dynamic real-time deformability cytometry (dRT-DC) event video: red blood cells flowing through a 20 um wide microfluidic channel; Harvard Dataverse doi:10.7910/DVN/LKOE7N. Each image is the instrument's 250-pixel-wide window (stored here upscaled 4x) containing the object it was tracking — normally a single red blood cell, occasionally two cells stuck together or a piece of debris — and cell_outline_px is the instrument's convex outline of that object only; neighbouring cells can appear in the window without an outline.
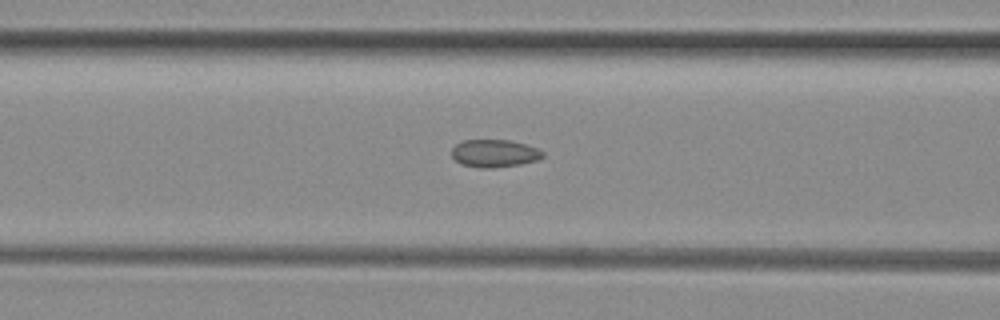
{"species": "common noctule bat (a hibernating species)", "species_latin": "Nyctalus noctula", "temperature_condition": "room temperature", "stored_images_in_passage": 16, "camera_frame_rate_fps": 3000, "um_per_image_px": 0.085, "animal": {"sex": "female", "body_mass_g": 29.2, "forearm_length_mm": 56.3}, "frame": {"image": 1, "passage_image": 14, "time_ms": 4.333, "image_size_px": [1000, 320], "cell_outline_px": [[544, 156], [536, 160], [520, 164], [492, 168], [480, 168], [460, 164], [452, 156], [452, 148], [456, 144], [464, 140], [508, 140], [524, 144], [536, 148], [544, 152]], "centroid_in_image_um": [42.0, 13.04], "position_along_channel_um": 124.6, "area_um2": 14.57}}